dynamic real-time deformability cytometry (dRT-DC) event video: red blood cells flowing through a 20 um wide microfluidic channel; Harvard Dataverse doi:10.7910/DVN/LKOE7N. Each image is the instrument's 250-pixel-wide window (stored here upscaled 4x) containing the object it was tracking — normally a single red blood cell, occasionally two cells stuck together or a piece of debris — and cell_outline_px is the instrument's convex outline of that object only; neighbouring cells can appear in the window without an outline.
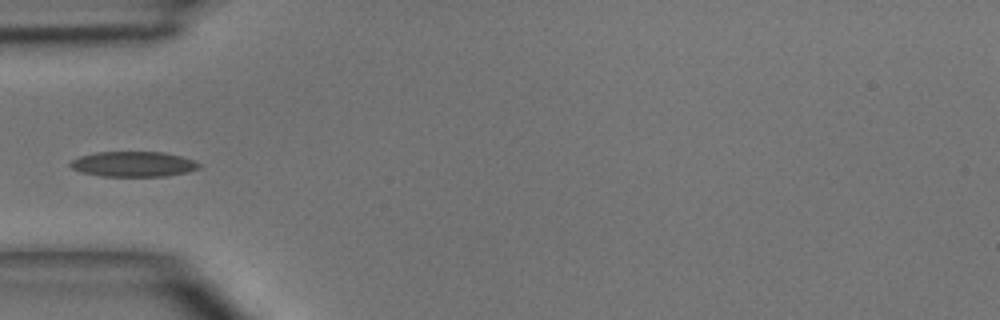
{"species": "common noctule bat (a hibernating species)", "species_latin": "Nyctalus noctula", "temperature_condition": "room temperature", "stored_images_in_passage": 4, "camera_frame_rate_fps": 3000, "um_per_image_px": 0.085, "animal": {"sex": "male", "body_mass_g": 15.6}, "frame": {"image": 1, "passage_image": 3, "time_ms": 3.333, "image_size_px": [1000, 320], "cell_outline_px": [[200, 168], [188, 172], [164, 176], [100, 176], [80, 172], [72, 168], [68, 164], [72, 160], [80, 156], [96, 152], [164, 152], [196, 160], [200, 164]], "centroid_in_image_um": [11.34, 13.95], "position_along_channel_um": 73.7, "area_um2": 19.02}}